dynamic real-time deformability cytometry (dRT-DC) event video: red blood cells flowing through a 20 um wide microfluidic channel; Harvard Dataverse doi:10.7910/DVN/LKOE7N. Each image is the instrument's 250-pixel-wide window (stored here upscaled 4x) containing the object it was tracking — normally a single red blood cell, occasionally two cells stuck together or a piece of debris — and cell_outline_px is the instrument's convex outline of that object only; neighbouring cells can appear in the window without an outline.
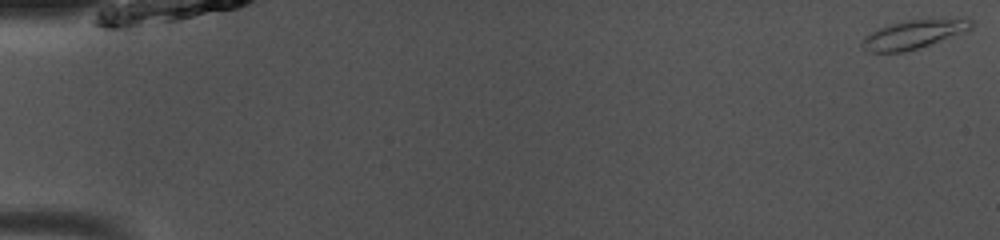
{"species": "common noctule bat (a hibernating species)", "species_latin": "Nyctalus noctula", "temperature_condition": "room temperature", "stored_images_in_passage": 50, "camera_frame_rate_fps": 3000, "um_per_image_px": 0.085, "animal": {"sex": "male", "body_mass_g": 13.0, "forearm_length_mm": 53.1}, "frame": {"image": 1, "passage_image": 1, "time_ms": 0.0, "image_size_px": [1000, 240], "cell_outline_px": [[972, 28], [968, 32], [904, 52], [868, 52], [860, 44], [864, 36], [888, 24], [908, 20], [932, 16], [968, 16], [972, 20]], "centroid_in_image_um": [77.81, 2.84], "position_along_channel_um": 7.2, "area_um2": 19.25}}
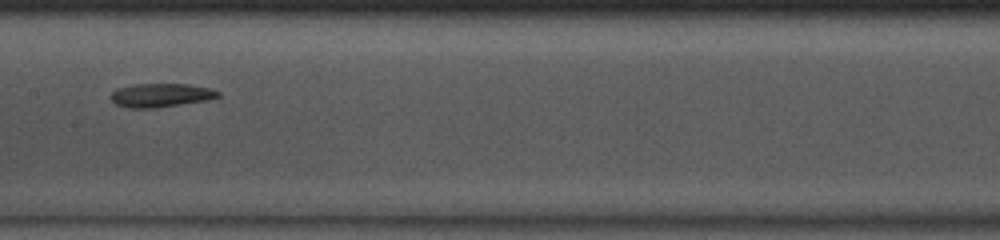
{"frame": {"image": 2, "passage_image": 26, "time_ms": 8.333, "image_size_px": [1000, 240], "cell_outline_px": [[220, 96], [208, 100], [152, 108], [128, 108], [116, 104], [108, 96], [112, 92], [120, 88], [136, 84], [188, 84], [208, 88], [220, 92]], "centroid_in_image_um": [13.66, 8.09], "position_along_channel_um": 193.7, "area_um2": 14.62}}
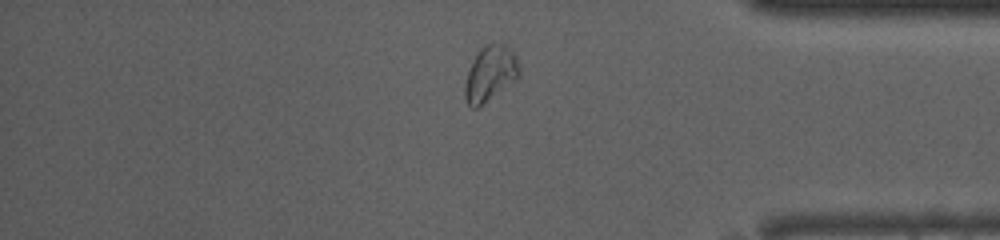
{"frame": {"image": 3, "passage_image": 42, "time_ms": 13.667, "image_size_px": [1000, 240], "cell_outline_px": [[520, 76], [516, 80], [476, 108], [472, 108], [468, 104], [464, 96], [464, 88], [468, 72], [472, 60], [480, 48], [484, 44], [508, 44], [512, 48], [520, 64]], "centroid_in_image_um": [41.7, 6.21], "position_along_channel_um": 393.5, "area_um2": 17.63}, "authors_computed_cell_mechanics": {"area_um2": 15.9817, "velocity_mm_per_s": 4.0786, "shape_relaxation_time_tau1_ms": 8.295, "shape_relaxation_time_tau2_ms": 9.9693, "deformation_change_tau1": 0.1744, "deformation_change_tau2": 0.1981}}